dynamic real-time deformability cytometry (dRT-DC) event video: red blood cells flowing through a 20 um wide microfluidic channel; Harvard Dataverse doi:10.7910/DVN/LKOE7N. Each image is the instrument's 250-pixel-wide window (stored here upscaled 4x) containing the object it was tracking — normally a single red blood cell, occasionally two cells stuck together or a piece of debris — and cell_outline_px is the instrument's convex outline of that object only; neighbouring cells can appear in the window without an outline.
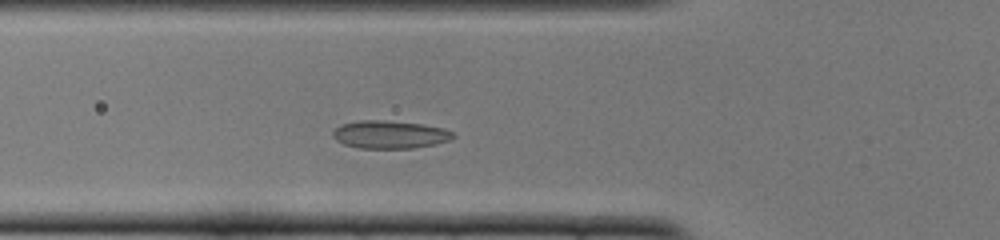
{"species": "common noctule bat (a hibernating species)", "species_latin": "Nyctalus noctula", "temperature_condition": "cold", "stored_images_in_passage": 43, "camera_frame_rate_fps": 3000, "um_per_image_px": 0.085, "animal": {"sex": "female", "body_mass_g": 22.0, "forearm_length_mm": 56.7}, "frame": {"image": 1, "passage_image": 9, "time_ms": 2.667, "image_size_px": [1000, 240], "cell_outline_px": [[456, 136], [452, 140], [436, 144], [412, 148], [360, 148], [344, 144], [336, 140], [332, 136], [332, 132], [340, 124], [360, 120], [384, 120], [424, 124], [444, 128], [452, 132]], "centroid_in_image_um": [33.15, 11.43], "position_along_channel_um": 92.6, "area_um2": 19.71}}
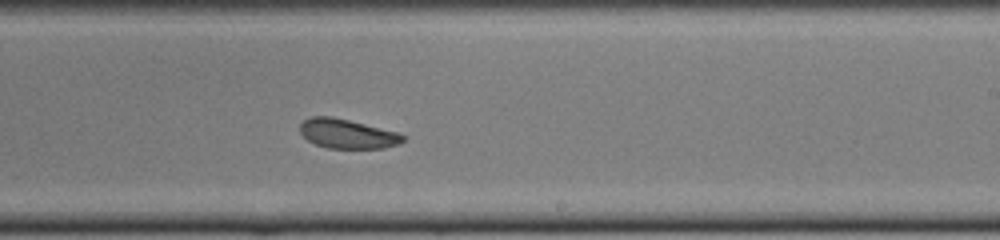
{"frame": {"image": 2, "passage_image": 22, "time_ms": 7.0, "image_size_px": [1000, 240], "cell_outline_px": [[404, 140], [400, 144], [384, 148], [328, 148], [316, 144], [308, 140], [300, 132], [300, 124], [304, 120], [312, 116], [332, 116], [400, 132], [404, 136]], "centroid_in_image_um": [29.55, 11.36], "position_along_channel_um": 259.5, "area_um2": 17.69}}
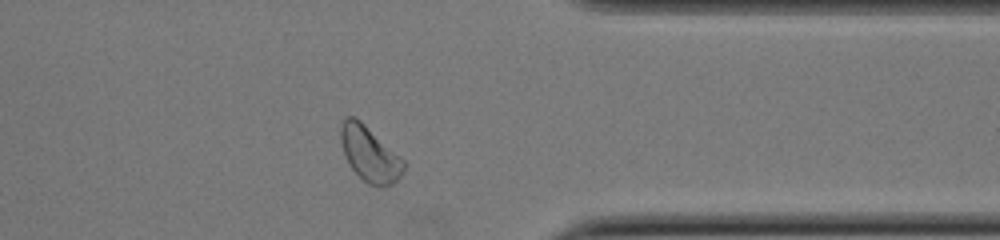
{"frame": {"image": 3, "passage_image": 32, "time_ms": 10.333, "image_size_px": [1000, 240], "cell_outline_px": [[404, 168], [400, 176], [392, 184], [380, 188], [368, 184], [348, 164], [344, 156], [340, 140], [340, 128], [344, 120], [348, 116], [356, 116], [400, 156], [404, 160]], "centroid_in_image_um": [31.4, 13.09], "position_along_channel_um": 380.0, "area_um2": 20.17}, "authors_computed_cell_mechanics": {"area_um2": 19.3052, "velocity_mm_per_s": 3.8618, "shape_relaxation_time_tau1_ms": 6.3936, "shape_relaxation_time_tau2_ms": 2.7416, "deformation_change_tau1": 0.0906, "deformation_change_tau2": 0.0616}}